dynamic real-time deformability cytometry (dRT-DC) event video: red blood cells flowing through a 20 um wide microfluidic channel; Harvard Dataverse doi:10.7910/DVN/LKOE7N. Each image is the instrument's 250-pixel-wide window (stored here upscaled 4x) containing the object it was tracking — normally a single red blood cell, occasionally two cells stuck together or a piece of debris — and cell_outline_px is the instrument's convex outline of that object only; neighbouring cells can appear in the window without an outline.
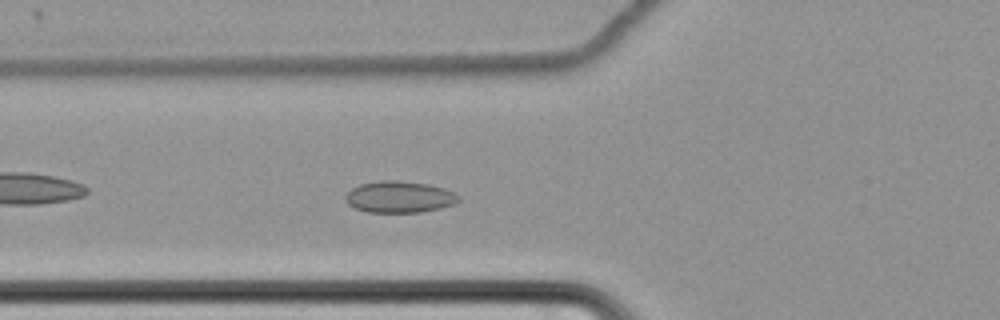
{"species": "common noctule bat (a hibernating species)", "species_latin": "Nyctalus noctula", "temperature_condition": "cold", "stored_images_in_passage": 45, "camera_frame_rate_fps": 3000, "um_per_image_px": 0.085, "animal": {"sex": "female", "body_mass_g": 22.7, "forearm_length_mm": 54.2}, "frame": {"image": 1, "passage_image": 7, "time_ms": 2.0, "image_size_px": [1000, 320], "cell_outline_px": [[460, 200], [456, 204], [440, 208], [420, 212], [368, 212], [356, 208], [348, 204], [344, 200], [344, 196], [352, 188], [360, 184], [380, 180], [396, 180], [428, 184], [444, 188], [456, 192], [460, 196]], "centroid_in_image_um": [33.97, 16.73], "position_along_channel_um": 91.8, "area_um2": 20.98}}
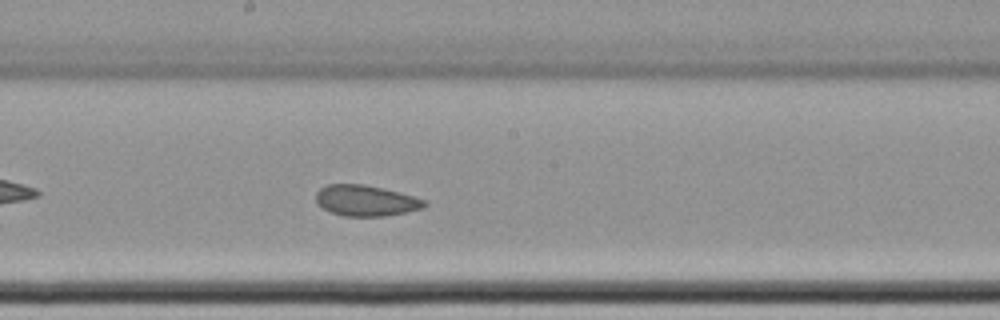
{"frame": {"image": 2, "passage_image": 18, "time_ms": 5.667, "image_size_px": [1000, 320], "cell_outline_px": [[428, 204], [424, 208], [384, 216], [344, 216], [332, 212], [316, 204], [316, 192], [320, 188], [328, 184], [364, 184], [400, 192], [424, 200]], "centroid_in_image_um": [31.08, 17.04], "position_along_channel_um": 217.1, "area_um2": 19.42}}
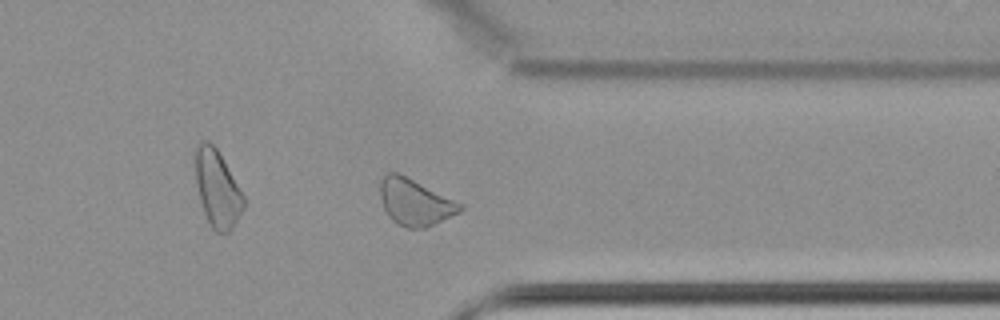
{"frame": {"image": 3, "passage_image": 32, "time_ms": 10.333, "image_size_px": [1000, 320], "cell_outline_px": [[464, 208], [460, 212], [424, 228], [408, 228], [396, 224], [388, 216], [384, 208], [380, 196], [380, 180], [388, 172], [396, 172], [464, 204]], "centroid_in_image_um": [35.26, 17.2], "position_along_channel_um": 376.1, "area_um2": 21.44}, "authors_computed_cell_mechanics": {"area_um2": 20.4612, "velocity_mm_per_s": 3.4291, "shape_relaxation_time_tau1_ms": null, "shape_relaxation_time_tau2_ms": 4.2146, "deformation_change_tau1": null, "deformation_change_tau2": 0.0811}}